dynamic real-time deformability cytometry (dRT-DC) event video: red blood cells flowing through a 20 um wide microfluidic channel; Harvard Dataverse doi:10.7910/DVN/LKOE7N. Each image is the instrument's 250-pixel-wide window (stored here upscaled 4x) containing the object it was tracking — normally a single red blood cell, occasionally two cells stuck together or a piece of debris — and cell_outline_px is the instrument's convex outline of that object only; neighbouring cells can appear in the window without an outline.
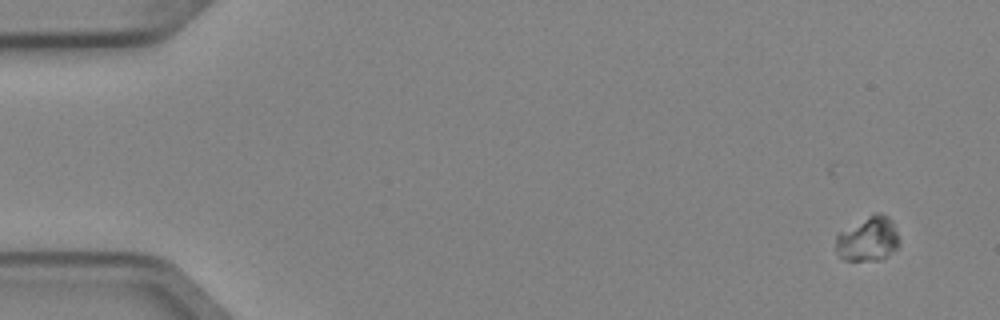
{"species": "Egyptian fruit bat (a non-hibernating species)", "species_latin": "Rousettus aegyptiacus", "temperature_condition": "cold", "stored_images_in_passage": 7, "camera_frame_rate_fps": 3000, "um_per_image_px": 0.085, "animal": {"sex": "female"}, "frame": {"image": 1, "passage_image": 1, "time_ms": 0.0, "image_size_px": [1000, 320], "cell_outline_px": [[900, 244], [896, 248], [880, 260], [844, 260], [836, 252], [836, 236], [840, 232], [876, 212], [880, 212], [888, 216], [892, 220], [900, 240]], "centroid_in_image_um": [73.8, 20.31], "position_along_channel_um": 11.2, "area_um2": 16.3}}
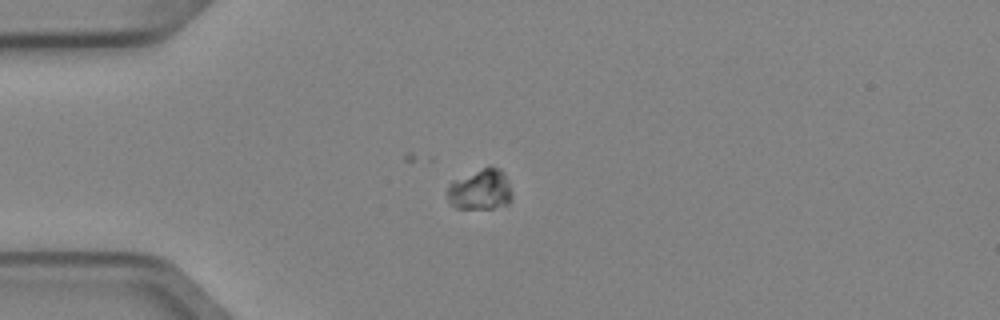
{"frame": {"image": 2, "passage_image": 4, "time_ms": 1.0, "image_size_px": [1000, 320], "cell_outline_px": [[512, 200], [508, 204], [492, 208], [456, 208], [448, 200], [448, 188], [452, 180], [484, 168], [500, 168], [504, 172], [512, 192]], "centroid_in_image_um": [40.85, 16.13], "position_along_channel_um": 44.1, "area_um2": 15.14}}
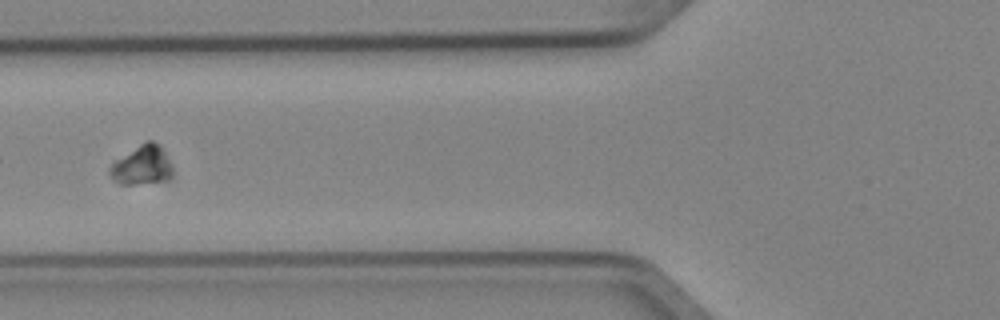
{"frame": {"image": 3, "passage_image": 6, "time_ms": 1.667, "image_size_px": [1000, 320], "cell_outline_px": [[172, 180], [132, 184], [120, 184], [112, 180], [108, 172], [108, 168], [116, 160], [144, 140], [152, 140], [160, 144], [172, 168]], "centroid_in_image_um": [12.06, 14.04], "position_along_channel_um": 113.7, "area_um2": 14.51}}